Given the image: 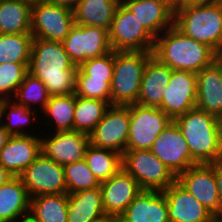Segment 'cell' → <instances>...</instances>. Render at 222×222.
Masks as SVG:
<instances>
[{
  "mask_svg": "<svg viewBox=\"0 0 222 222\" xmlns=\"http://www.w3.org/2000/svg\"><path fill=\"white\" fill-rule=\"evenodd\" d=\"M28 70L45 84L50 96L75 93L78 67L61 42L33 38Z\"/></svg>",
  "mask_w": 222,
  "mask_h": 222,
  "instance_id": "cell-1",
  "label": "cell"
},
{
  "mask_svg": "<svg viewBox=\"0 0 222 222\" xmlns=\"http://www.w3.org/2000/svg\"><path fill=\"white\" fill-rule=\"evenodd\" d=\"M173 121L184 136L197 164L218 162L222 149L221 119L195 107Z\"/></svg>",
  "mask_w": 222,
  "mask_h": 222,
  "instance_id": "cell-2",
  "label": "cell"
},
{
  "mask_svg": "<svg viewBox=\"0 0 222 222\" xmlns=\"http://www.w3.org/2000/svg\"><path fill=\"white\" fill-rule=\"evenodd\" d=\"M152 54L172 70L196 74L215 60L209 46L185 36L174 25L155 38Z\"/></svg>",
  "mask_w": 222,
  "mask_h": 222,
  "instance_id": "cell-3",
  "label": "cell"
},
{
  "mask_svg": "<svg viewBox=\"0 0 222 222\" xmlns=\"http://www.w3.org/2000/svg\"><path fill=\"white\" fill-rule=\"evenodd\" d=\"M174 26L185 36L206 44L216 53L222 49V1L176 6Z\"/></svg>",
  "mask_w": 222,
  "mask_h": 222,
  "instance_id": "cell-4",
  "label": "cell"
},
{
  "mask_svg": "<svg viewBox=\"0 0 222 222\" xmlns=\"http://www.w3.org/2000/svg\"><path fill=\"white\" fill-rule=\"evenodd\" d=\"M149 51H114L111 105L136 104Z\"/></svg>",
  "mask_w": 222,
  "mask_h": 222,
  "instance_id": "cell-5",
  "label": "cell"
},
{
  "mask_svg": "<svg viewBox=\"0 0 222 222\" xmlns=\"http://www.w3.org/2000/svg\"><path fill=\"white\" fill-rule=\"evenodd\" d=\"M122 168L142 190L164 191L177 178L149 149L126 150L122 155Z\"/></svg>",
  "mask_w": 222,
  "mask_h": 222,
  "instance_id": "cell-6",
  "label": "cell"
},
{
  "mask_svg": "<svg viewBox=\"0 0 222 222\" xmlns=\"http://www.w3.org/2000/svg\"><path fill=\"white\" fill-rule=\"evenodd\" d=\"M108 32L113 51H153L155 38L121 3Z\"/></svg>",
  "mask_w": 222,
  "mask_h": 222,
  "instance_id": "cell-7",
  "label": "cell"
},
{
  "mask_svg": "<svg viewBox=\"0 0 222 222\" xmlns=\"http://www.w3.org/2000/svg\"><path fill=\"white\" fill-rule=\"evenodd\" d=\"M75 66L111 52L109 32L103 27L74 25L61 42Z\"/></svg>",
  "mask_w": 222,
  "mask_h": 222,
  "instance_id": "cell-8",
  "label": "cell"
},
{
  "mask_svg": "<svg viewBox=\"0 0 222 222\" xmlns=\"http://www.w3.org/2000/svg\"><path fill=\"white\" fill-rule=\"evenodd\" d=\"M172 119L160 108L130 104V127L126 150L150 149Z\"/></svg>",
  "mask_w": 222,
  "mask_h": 222,
  "instance_id": "cell-9",
  "label": "cell"
},
{
  "mask_svg": "<svg viewBox=\"0 0 222 222\" xmlns=\"http://www.w3.org/2000/svg\"><path fill=\"white\" fill-rule=\"evenodd\" d=\"M130 127V105H110L103 119L89 134L90 144L121 155L127 149Z\"/></svg>",
  "mask_w": 222,
  "mask_h": 222,
  "instance_id": "cell-10",
  "label": "cell"
},
{
  "mask_svg": "<svg viewBox=\"0 0 222 222\" xmlns=\"http://www.w3.org/2000/svg\"><path fill=\"white\" fill-rule=\"evenodd\" d=\"M75 25L74 12L46 2L32 4L31 34L33 38L62 42Z\"/></svg>",
  "mask_w": 222,
  "mask_h": 222,
  "instance_id": "cell-11",
  "label": "cell"
},
{
  "mask_svg": "<svg viewBox=\"0 0 222 222\" xmlns=\"http://www.w3.org/2000/svg\"><path fill=\"white\" fill-rule=\"evenodd\" d=\"M30 198L67 193L64 168L41 154L19 176Z\"/></svg>",
  "mask_w": 222,
  "mask_h": 222,
  "instance_id": "cell-12",
  "label": "cell"
},
{
  "mask_svg": "<svg viewBox=\"0 0 222 222\" xmlns=\"http://www.w3.org/2000/svg\"><path fill=\"white\" fill-rule=\"evenodd\" d=\"M158 157L177 177L197 163L193 160L188 144L172 120L158 135L149 149Z\"/></svg>",
  "mask_w": 222,
  "mask_h": 222,
  "instance_id": "cell-13",
  "label": "cell"
},
{
  "mask_svg": "<svg viewBox=\"0 0 222 222\" xmlns=\"http://www.w3.org/2000/svg\"><path fill=\"white\" fill-rule=\"evenodd\" d=\"M159 107L172 120L196 107L197 74L191 71L172 70L169 83L163 88Z\"/></svg>",
  "mask_w": 222,
  "mask_h": 222,
  "instance_id": "cell-14",
  "label": "cell"
},
{
  "mask_svg": "<svg viewBox=\"0 0 222 222\" xmlns=\"http://www.w3.org/2000/svg\"><path fill=\"white\" fill-rule=\"evenodd\" d=\"M176 181L214 216L219 215V194L215 179V163L196 164L180 173Z\"/></svg>",
  "mask_w": 222,
  "mask_h": 222,
  "instance_id": "cell-15",
  "label": "cell"
},
{
  "mask_svg": "<svg viewBox=\"0 0 222 222\" xmlns=\"http://www.w3.org/2000/svg\"><path fill=\"white\" fill-rule=\"evenodd\" d=\"M89 145V135L77 131L53 132L41 137V152L61 166L84 159Z\"/></svg>",
  "mask_w": 222,
  "mask_h": 222,
  "instance_id": "cell-16",
  "label": "cell"
},
{
  "mask_svg": "<svg viewBox=\"0 0 222 222\" xmlns=\"http://www.w3.org/2000/svg\"><path fill=\"white\" fill-rule=\"evenodd\" d=\"M100 190L105 214L116 217H119L142 191L136 180L123 168L101 182Z\"/></svg>",
  "mask_w": 222,
  "mask_h": 222,
  "instance_id": "cell-17",
  "label": "cell"
},
{
  "mask_svg": "<svg viewBox=\"0 0 222 222\" xmlns=\"http://www.w3.org/2000/svg\"><path fill=\"white\" fill-rule=\"evenodd\" d=\"M41 154V136H10L0 151V164L14 177L23 171Z\"/></svg>",
  "mask_w": 222,
  "mask_h": 222,
  "instance_id": "cell-18",
  "label": "cell"
},
{
  "mask_svg": "<svg viewBox=\"0 0 222 222\" xmlns=\"http://www.w3.org/2000/svg\"><path fill=\"white\" fill-rule=\"evenodd\" d=\"M162 192L170 222H211L214 215L177 181Z\"/></svg>",
  "mask_w": 222,
  "mask_h": 222,
  "instance_id": "cell-19",
  "label": "cell"
},
{
  "mask_svg": "<svg viewBox=\"0 0 222 222\" xmlns=\"http://www.w3.org/2000/svg\"><path fill=\"white\" fill-rule=\"evenodd\" d=\"M145 29L157 38L174 25V9L162 0H120Z\"/></svg>",
  "mask_w": 222,
  "mask_h": 222,
  "instance_id": "cell-20",
  "label": "cell"
},
{
  "mask_svg": "<svg viewBox=\"0 0 222 222\" xmlns=\"http://www.w3.org/2000/svg\"><path fill=\"white\" fill-rule=\"evenodd\" d=\"M118 218L119 222H170L164 193L142 190Z\"/></svg>",
  "mask_w": 222,
  "mask_h": 222,
  "instance_id": "cell-21",
  "label": "cell"
},
{
  "mask_svg": "<svg viewBox=\"0 0 222 222\" xmlns=\"http://www.w3.org/2000/svg\"><path fill=\"white\" fill-rule=\"evenodd\" d=\"M196 108L222 119V70L215 60L197 73Z\"/></svg>",
  "mask_w": 222,
  "mask_h": 222,
  "instance_id": "cell-22",
  "label": "cell"
},
{
  "mask_svg": "<svg viewBox=\"0 0 222 222\" xmlns=\"http://www.w3.org/2000/svg\"><path fill=\"white\" fill-rule=\"evenodd\" d=\"M172 69L160 62L153 55L148 59L136 104L159 108L163 99V88L169 83Z\"/></svg>",
  "mask_w": 222,
  "mask_h": 222,
  "instance_id": "cell-23",
  "label": "cell"
},
{
  "mask_svg": "<svg viewBox=\"0 0 222 222\" xmlns=\"http://www.w3.org/2000/svg\"><path fill=\"white\" fill-rule=\"evenodd\" d=\"M30 196L20 177H13L0 186V222H20L27 219Z\"/></svg>",
  "mask_w": 222,
  "mask_h": 222,
  "instance_id": "cell-24",
  "label": "cell"
},
{
  "mask_svg": "<svg viewBox=\"0 0 222 222\" xmlns=\"http://www.w3.org/2000/svg\"><path fill=\"white\" fill-rule=\"evenodd\" d=\"M120 0H79L74 9L76 25L111 28Z\"/></svg>",
  "mask_w": 222,
  "mask_h": 222,
  "instance_id": "cell-25",
  "label": "cell"
},
{
  "mask_svg": "<svg viewBox=\"0 0 222 222\" xmlns=\"http://www.w3.org/2000/svg\"><path fill=\"white\" fill-rule=\"evenodd\" d=\"M103 214L100 187L68 194L67 222H92Z\"/></svg>",
  "mask_w": 222,
  "mask_h": 222,
  "instance_id": "cell-26",
  "label": "cell"
},
{
  "mask_svg": "<svg viewBox=\"0 0 222 222\" xmlns=\"http://www.w3.org/2000/svg\"><path fill=\"white\" fill-rule=\"evenodd\" d=\"M32 3L26 0H0V33H31Z\"/></svg>",
  "mask_w": 222,
  "mask_h": 222,
  "instance_id": "cell-27",
  "label": "cell"
},
{
  "mask_svg": "<svg viewBox=\"0 0 222 222\" xmlns=\"http://www.w3.org/2000/svg\"><path fill=\"white\" fill-rule=\"evenodd\" d=\"M68 194H49L30 198L28 219L32 222H67Z\"/></svg>",
  "mask_w": 222,
  "mask_h": 222,
  "instance_id": "cell-28",
  "label": "cell"
},
{
  "mask_svg": "<svg viewBox=\"0 0 222 222\" xmlns=\"http://www.w3.org/2000/svg\"><path fill=\"white\" fill-rule=\"evenodd\" d=\"M75 104V93L70 95L50 96L43 110L44 116L50 118L46 119L43 124L48 127L50 126V129L53 127L55 132L74 131Z\"/></svg>",
  "mask_w": 222,
  "mask_h": 222,
  "instance_id": "cell-29",
  "label": "cell"
},
{
  "mask_svg": "<svg viewBox=\"0 0 222 222\" xmlns=\"http://www.w3.org/2000/svg\"><path fill=\"white\" fill-rule=\"evenodd\" d=\"M111 101L76 96L74 131L89 135L103 119Z\"/></svg>",
  "mask_w": 222,
  "mask_h": 222,
  "instance_id": "cell-30",
  "label": "cell"
},
{
  "mask_svg": "<svg viewBox=\"0 0 222 222\" xmlns=\"http://www.w3.org/2000/svg\"><path fill=\"white\" fill-rule=\"evenodd\" d=\"M37 112L17 104L12 99L0 100V123L11 136L30 135V132H26V129L23 130L22 127L25 125L27 127L30 123L32 125V122L37 120Z\"/></svg>",
  "mask_w": 222,
  "mask_h": 222,
  "instance_id": "cell-31",
  "label": "cell"
},
{
  "mask_svg": "<svg viewBox=\"0 0 222 222\" xmlns=\"http://www.w3.org/2000/svg\"><path fill=\"white\" fill-rule=\"evenodd\" d=\"M84 159L100 183L108 180L122 168L121 154L91 144Z\"/></svg>",
  "mask_w": 222,
  "mask_h": 222,
  "instance_id": "cell-32",
  "label": "cell"
},
{
  "mask_svg": "<svg viewBox=\"0 0 222 222\" xmlns=\"http://www.w3.org/2000/svg\"><path fill=\"white\" fill-rule=\"evenodd\" d=\"M33 35L0 33V64L30 63Z\"/></svg>",
  "mask_w": 222,
  "mask_h": 222,
  "instance_id": "cell-33",
  "label": "cell"
},
{
  "mask_svg": "<svg viewBox=\"0 0 222 222\" xmlns=\"http://www.w3.org/2000/svg\"><path fill=\"white\" fill-rule=\"evenodd\" d=\"M49 98L50 94L45 84L40 79L28 73L23 82L18 86L12 100L29 109L36 110V108H39V110L41 109L43 111ZM33 105H35L36 108Z\"/></svg>",
  "mask_w": 222,
  "mask_h": 222,
  "instance_id": "cell-34",
  "label": "cell"
},
{
  "mask_svg": "<svg viewBox=\"0 0 222 222\" xmlns=\"http://www.w3.org/2000/svg\"><path fill=\"white\" fill-rule=\"evenodd\" d=\"M67 194L100 187V182L91 172L85 159L63 166Z\"/></svg>",
  "mask_w": 222,
  "mask_h": 222,
  "instance_id": "cell-35",
  "label": "cell"
},
{
  "mask_svg": "<svg viewBox=\"0 0 222 222\" xmlns=\"http://www.w3.org/2000/svg\"><path fill=\"white\" fill-rule=\"evenodd\" d=\"M29 63L0 64V100L12 99L29 73Z\"/></svg>",
  "mask_w": 222,
  "mask_h": 222,
  "instance_id": "cell-36",
  "label": "cell"
},
{
  "mask_svg": "<svg viewBox=\"0 0 222 222\" xmlns=\"http://www.w3.org/2000/svg\"><path fill=\"white\" fill-rule=\"evenodd\" d=\"M114 70V51L104 56L83 62L77 70L76 79H97L112 81Z\"/></svg>",
  "mask_w": 222,
  "mask_h": 222,
  "instance_id": "cell-37",
  "label": "cell"
},
{
  "mask_svg": "<svg viewBox=\"0 0 222 222\" xmlns=\"http://www.w3.org/2000/svg\"><path fill=\"white\" fill-rule=\"evenodd\" d=\"M111 81L76 79L75 94L79 97L111 101Z\"/></svg>",
  "mask_w": 222,
  "mask_h": 222,
  "instance_id": "cell-38",
  "label": "cell"
},
{
  "mask_svg": "<svg viewBox=\"0 0 222 222\" xmlns=\"http://www.w3.org/2000/svg\"><path fill=\"white\" fill-rule=\"evenodd\" d=\"M215 179L219 194V214H222V166L215 162Z\"/></svg>",
  "mask_w": 222,
  "mask_h": 222,
  "instance_id": "cell-39",
  "label": "cell"
},
{
  "mask_svg": "<svg viewBox=\"0 0 222 222\" xmlns=\"http://www.w3.org/2000/svg\"><path fill=\"white\" fill-rule=\"evenodd\" d=\"M79 0H47L48 3L74 11Z\"/></svg>",
  "mask_w": 222,
  "mask_h": 222,
  "instance_id": "cell-40",
  "label": "cell"
},
{
  "mask_svg": "<svg viewBox=\"0 0 222 222\" xmlns=\"http://www.w3.org/2000/svg\"><path fill=\"white\" fill-rule=\"evenodd\" d=\"M221 1L222 0H181V6L197 5V4H214Z\"/></svg>",
  "mask_w": 222,
  "mask_h": 222,
  "instance_id": "cell-41",
  "label": "cell"
},
{
  "mask_svg": "<svg viewBox=\"0 0 222 222\" xmlns=\"http://www.w3.org/2000/svg\"><path fill=\"white\" fill-rule=\"evenodd\" d=\"M14 176L8 172L1 164H0V186L7 183Z\"/></svg>",
  "mask_w": 222,
  "mask_h": 222,
  "instance_id": "cell-42",
  "label": "cell"
},
{
  "mask_svg": "<svg viewBox=\"0 0 222 222\" xmlns=\"http://www.w3.org/2000/svg\"><path fill=\"white\" fill-rule=\"evenodd\" d=\"M11 135L4 129V126L0 123V151L7 143Z\"/></svg>",
  "mask_w": 222,
  "mask_h": 222,
  "instance_id": "cell-43",
  "label": "cell"
},
{
  "mask_svg": "<svg viewBox=\"0 0 222 222\" xmlns=\"http://www.w3.org/2000/svg\"><path fill=\"white\" fill-rule=\"evenodd\" d=\"M92 222H119V218L113 215L103 214Z\"/></svg>",
  "mask_w": 222,
  "mask_h": 222,
  "instance_id": "cell-44",
  "label": "cell"
},
{
  "mask_svg": "<svg viewBox=\"0 0 222 222\" xmlns=\"http://www.w3.org/2000/svg\"><path fill=\"white\" fill-rule=\"evenodd\" d=\"M215 61L218 63L222 70V49L215 53Z\"/></svg>",
  "mask_w": 222,
  "mask_h": 222,
  "instance_id": "cell-45",
  "label": "cell"
},
{
  "mask_svg": "<svg viewBox=\"0 0 222 222\" xmlns=\"http://www.w3.org/2000/svg\"><path fill=\"white\" fill-rule=\"evenodd\" d=\"M166 2L174 9L176 6H181V0H166Z\"/></svg>",
  "mask_w": 222,
  "mask_h": 222,
  "instance_id": "cell-46",
  "label": "cell"
},
{
  "mask_svg": "<svg viewBox=\"0 0 222 222\" xmlns=\"http://www.w3.org/2000/svg\"><path fill=\"white\" fill-rule=\"evenodd\" d=\"M211 222H222V214L213 216Z\"/></svg>",
  "mask_w": 222,
  "mask_h": 222,
  "instance_id": "cell-47",
  "label": "cell"
},
{
  "mask_svg": "<svg viewBox=\"0 0 222 222\" xmlns=\"http://www.w3.org/2000/svg\"><path fill=\"white\" fill-rule=\"evenodd\" d=\"M26 1L33 4V3H37V2H46L47 0H26Z\"/></svg>",
  "mask_w": 222,
  "mask_h": 222,
  "instance_id": "cell-48",
  "label": "cell"
},
{
  "mask_svg": "<svg viewBox=\"0 0 222 222\" xmlns=\"http://www.w3.org/2000/svg\"><path fill=\"white\" fill-rule=\"evenodd\" d=\"M218 163L222 166V149L219 155Z\"/></svg>",
  "mask_w": 222,
  "mask_h": 222,
  "instance_id": "cell-49",
  "label": "cell"
},
{
  "mask_svg": "<svg viewBox=\"0 0 222 222\" xmlns=\"http://www.w3.org/2000/svg\"><path fill=\"white\" fill-rule=\"evenodd\" d=\"M20 222H32L30 219H24V220H22V221H20Z\"/></svg>",
  "mask_w": 222,
  "mask_h": 222,
  "instance_id": "cell-50",
  "label": "cell"
}]
</instances>
